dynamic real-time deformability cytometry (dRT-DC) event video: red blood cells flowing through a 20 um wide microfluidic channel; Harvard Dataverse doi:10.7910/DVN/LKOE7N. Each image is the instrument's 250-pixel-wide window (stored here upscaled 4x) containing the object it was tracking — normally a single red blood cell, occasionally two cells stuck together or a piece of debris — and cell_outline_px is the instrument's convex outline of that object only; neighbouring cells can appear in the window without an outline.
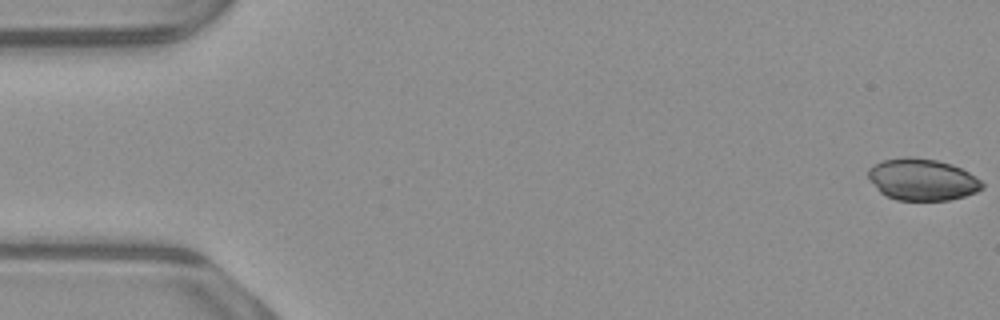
{"species": "common noctule bat (a hibernating species)", "species_latin": "Nyctalus noctula", "temperature_condition": "warm", "stored_images_in_passage": 16, "camera_frame_rate_fps": 3000, "um_per_image_px": 0.085, "animal": {"sex": "male", "body_mass_g": 23.1, "forearm_length_mm": 52.7}, "frame": {"image": 1, "passage_image": 1, "time_ms": 0.0, "image_size_px": [1000, 320], "cell_outline_px": [[984, 188], [976, 192], [964, 196], [948, 200], [896, 200], [880, 192], [876, 188], [868, 176], [868, 168], [884, 160], [908, 156], [912, 156], [936, 160], [952, 164], [968, 172], [980, 180], [984, 184]], "centroid_in_image_um": [78.4, 15.26], "position_along_channel_um": 6.6, "area_um2": 27.57}}